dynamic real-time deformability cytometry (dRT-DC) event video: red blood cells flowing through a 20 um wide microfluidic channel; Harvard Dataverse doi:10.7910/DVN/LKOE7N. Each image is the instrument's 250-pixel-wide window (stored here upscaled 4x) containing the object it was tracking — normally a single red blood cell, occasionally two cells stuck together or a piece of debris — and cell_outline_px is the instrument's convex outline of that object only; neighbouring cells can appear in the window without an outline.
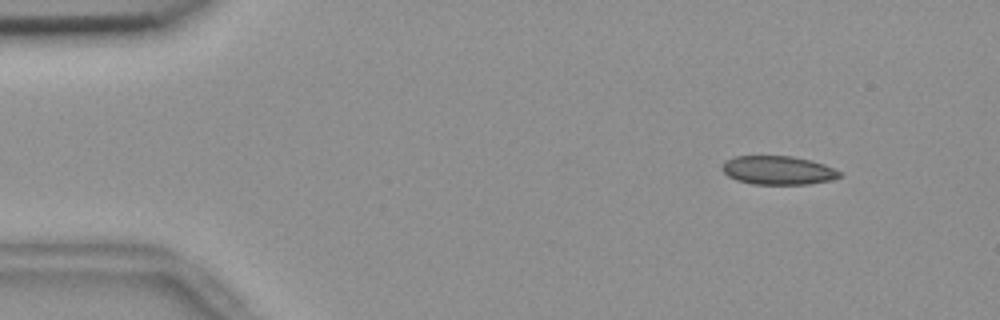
{"species": "common noctule bat (a hibernating species)", "species_latin": "Nyctalus noctula", "temperature_condition": "room temperature", "stored_images_in_passage": 55, "camera_frame_rate_fps": 3000, "um_per_image_px": 0.085, "animal": {"sex": "female", "body_mass_g": 18.4}, "frame": {"image": 1, "passage_image": 6, "time_ms": 1.667, "image_size_px": [1000, 320], "cell_outline_px": [[840, 176], [828, 180], [808, 184], [752, 184], [736, 180], [728, 176], [720, 168], [724, 160], [736, 156], [792, 156], [812, 160], [824, 164], [840, 172]], "centroid_in_image_um": [66.07, 14.46], "position_along_channel_um": 18.9, "area_um2": 19.59}}
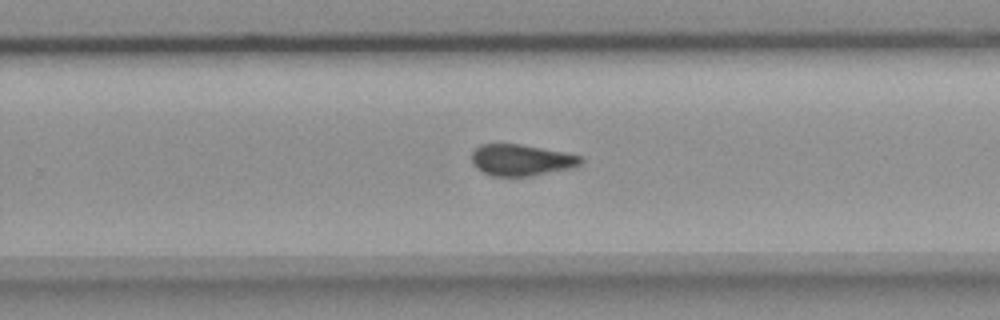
{"frame": {"image": 2, "passage_image": 35, "time_ms": 11.333, "image_size_px": [1000, 320], "cell_outline_px": [[584, 160], [580, 164], [572, 168], [528, 176], [492, 176], [476, 168], [472, 164], [472, 152], [480, 144], [520, 144], [564, 152], [584, 156]], "centroid_in_image_um": [44.32, 13.6], "position_along_channel_um": 285.5, "area_um2": 19.94}}
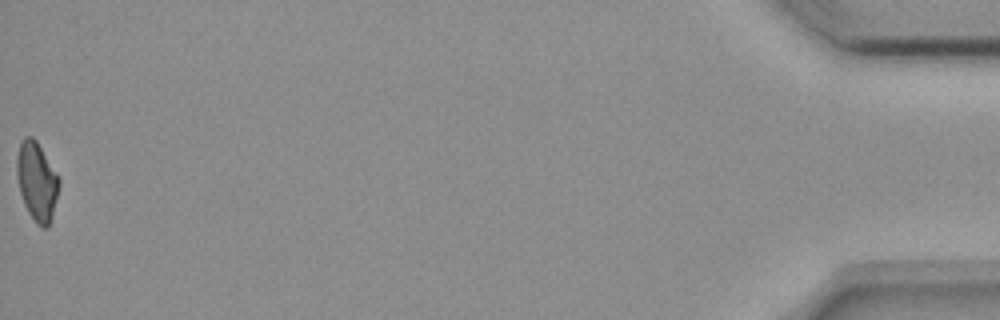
{"frame": {"image": 3, "passage_image": 55, "time_ms": 18.0, "image_size_px": [1000, 320], "cell_outline_px": [[60, 184], [52, 216], [48, 228], [40, 228], [36, 224], [28, 212], [24, 204], [20, 192], [16, 176], [16, 156], [20, 144], [24, 136], [32, 136], [36, 140], [60, 176]], "centroid_in_image_um": [3.13, 15.41], "position_along_channel_um": 432.1, "area_um2": 19.71}, "authors_computed_cell_mechanics": {"area_um2": 20.3456, "velocity_mm_per_s": 3.698, "shape_relaxation_time_tau1_ms": null, "shape_relaxation_time_tau2_ms": 2.8141, "deformation_change_tau1": null, "deformation_change_tau2": 0.0694}}